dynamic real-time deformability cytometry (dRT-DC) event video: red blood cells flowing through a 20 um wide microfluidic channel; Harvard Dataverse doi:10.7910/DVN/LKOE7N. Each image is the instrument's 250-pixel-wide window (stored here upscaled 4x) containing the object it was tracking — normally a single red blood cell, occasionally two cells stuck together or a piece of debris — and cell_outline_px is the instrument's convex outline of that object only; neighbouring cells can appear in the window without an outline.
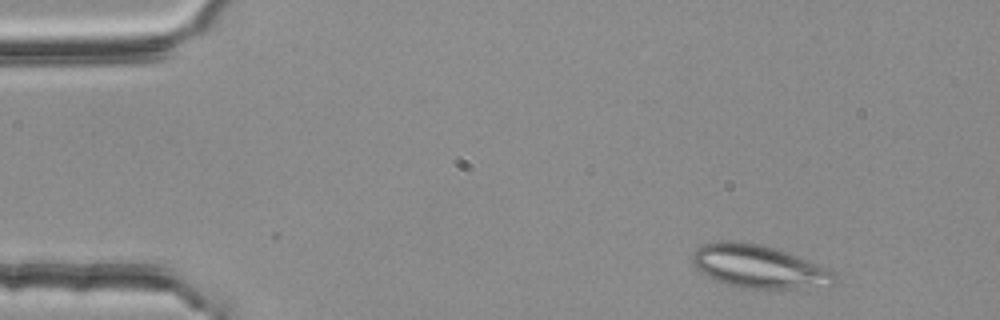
{"species": "common noctule bat (a hibernating species)", "species_latin": "Nyctalus noctula", "temperature_condition": "room temperature", "stored_images_in_passage": 47, "camera_frame_rate_fps": 3000, "um_per_image_px": 0.085, "animal": {"sex": "female", "body_mass_g": 25.1}, "frame": {"image": 1, "passage_image": 2, "time_ms": 0.333, "image_size_px": [1000, 320], "cell_outline_px": [[840, 280], [836, 284], [828, 288], [740, 288], [712, 280], [700, 272], [696, 268], [692, 260], [692, 252], [696, 248], [704, 244], [720, 240], [732, 240], [764, 244], [836, 272]], "centroid_in_image_um": [64.52, 22.67], "position_along_channel_um": 20.5, "area_um2": 36.24}}
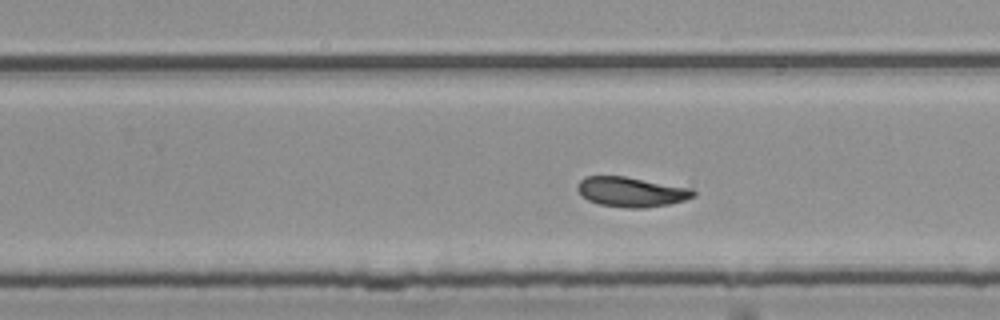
{"frame": {"image": 2, "passage_image": 30, "time_ms": 9.667, "image_size_px": [1000, 320], "cell_outline_px": [[696, 196], [684, 200], [668, 204], [644, 208], [624, 208], [600, 204], [588, 200], [576, 188], [576, 184], [584, 176], [624, 176], [692, 188], [696, 192]], "centroid_in_image_um": [53.66, 16.3], "position_along_channel_um": 276.1, "area_um2": 20.17}}
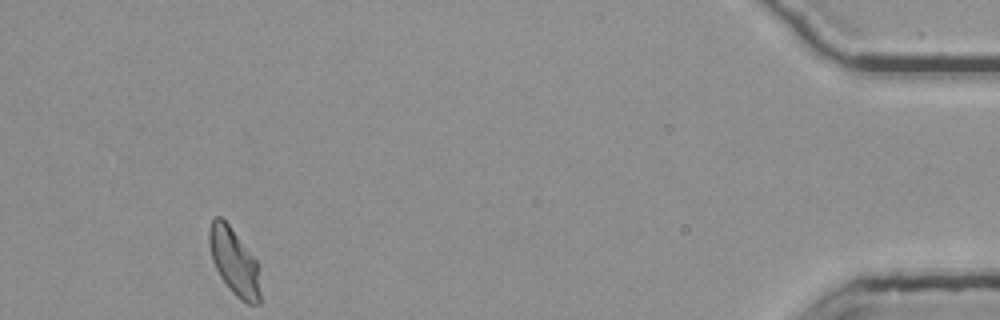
{"frame": {"image": 3, "passage_image": 47, "time_ms": 15.333, "image_size_px": [1000, 320], "cell_outline_px": [[260, 304], [248, 304], [240, 300], [232, 292], [220, 276], [212, 260], [208, 244], [208, 228], [212, 220], [216, 216], [220, 216], [228, 224], [256, 260], [260, 292]], "centroid_in_image_um": [19.87, 22.25], "position_along_channel_um": 415.3, "area_um2": 19.65}, "authors_computed_cell_mechanics": {"area_um2": 20.7502, "velocity_mm_per_s": 3.7244, "shape_relaxation_time_tau1_ms": null, "shape_relaxation_time_tau2_ms": 1.9882, "deformation_change_tau1": null, "deformation_change_tau2": 0.0696}}